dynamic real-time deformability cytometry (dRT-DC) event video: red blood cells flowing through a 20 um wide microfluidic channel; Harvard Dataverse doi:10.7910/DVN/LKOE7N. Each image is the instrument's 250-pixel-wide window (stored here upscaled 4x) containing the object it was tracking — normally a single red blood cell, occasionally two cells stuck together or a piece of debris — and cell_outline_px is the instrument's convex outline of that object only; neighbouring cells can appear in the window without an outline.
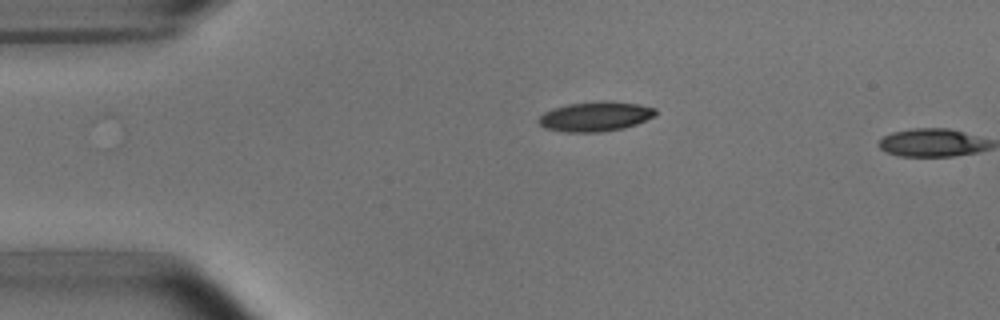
{"species": "common noctule bat (a hibernating species)", "species_latin": "Nyctalus noctula", "temperature_condition": "room temperature", "stored_images_in_passage": 2, "camera_frame_rate_fps": 3000, "um_per_image_px": 0.085, "animal": {"sex": "male", "body_mass_g": 15.6}, "frame": {"image": 1, "passage_image": 1, "time_ms": 0.0, "image_size_px": [1000, 320], "cell_outline_px": [[656, 116], [636, 124], [624, 128], [600, 132], [564, 132], [544, 128], [536, 120], [544, 112], [552, 108], [568, 104], [612, 100], [636, 104], [656, 108]], "centroid_in_image_um": [50.59, 9.9], "position_along_channel_um": 34.4, "area_um2": 20.35}}